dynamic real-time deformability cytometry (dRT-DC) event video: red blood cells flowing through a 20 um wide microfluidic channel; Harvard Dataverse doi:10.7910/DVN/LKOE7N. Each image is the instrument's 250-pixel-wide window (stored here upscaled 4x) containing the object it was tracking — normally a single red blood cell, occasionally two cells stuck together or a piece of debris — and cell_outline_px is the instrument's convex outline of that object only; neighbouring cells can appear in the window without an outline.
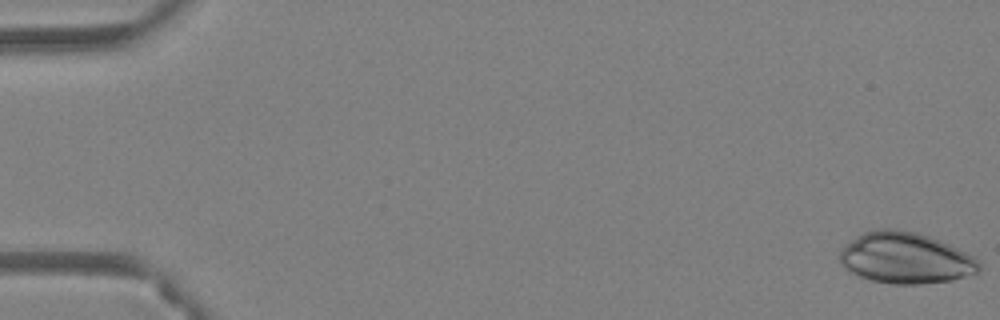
{"species": "Egyptian fruit bat (a non-hibernating species)", "species_latin": "Rousettus aegyptiacus", "temperature_condition": "warm", "stored_images_in_passage": 49, "camera_frame_rate_fps": 3000, "um_per_image_px": 0.085, "animal": {"sex": "female"}, "frame": {"image": 1, "passage_image": 1, "time_ms": 0.0, "image_size_px": [1000, 320], "cell_outline_px": [[980, 272], [972, 276], [952, 280], [920, 284], [892, 284], [872, 280], [860, 276], [852, 272], [840, 264], [840, 248], [844, 244], [856, 236], [872, 228], [896, 228], [916, 232], [940, 240], [972, 256], [980, 264]], "centroid_in_image_um": [76.95, 21.92], "position_along_channel_um": 8.1, "area_um2": 41.79}}
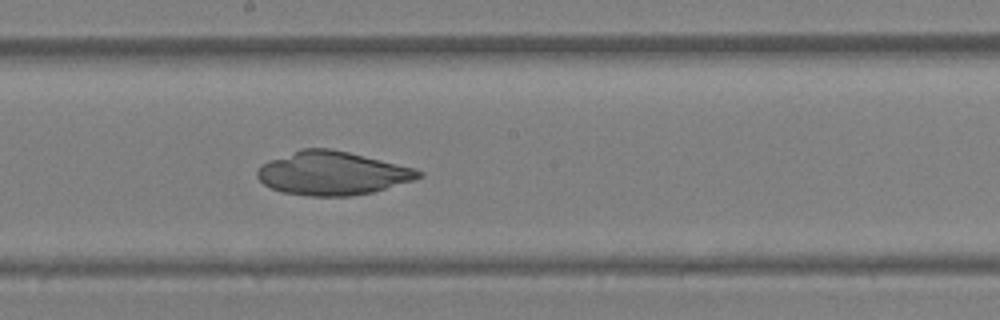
{"frame": {"image": 2, "passage_image": 28, "time_ms": 9.0, "image_size_px": [1000, 320], "cell_outline_px": [[424, 176], [416, 180], [372, 192], [348, 196], [308, 196], [280, 192], [264, 184], [256, 176], [256, 172], [260, 164], [268, 160], [300, 148], [332, 148], [412, 168], [424, 172]], "centroid_in_image_um": [28.2, 14.72], "position_along_channel_um": 220.0, "area_um2": 40.98}}
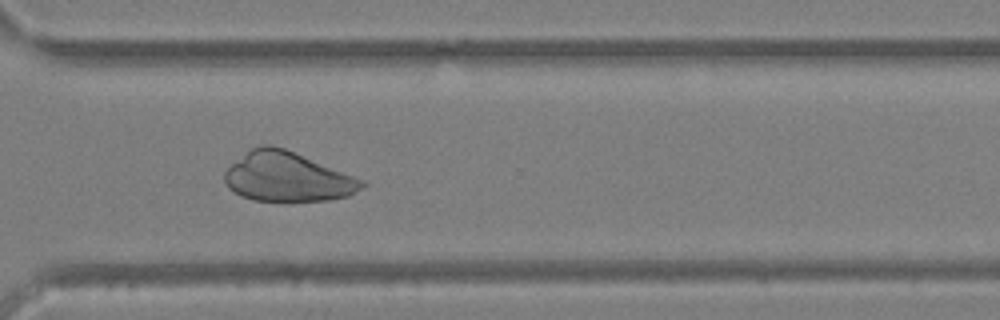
{"frame": {"image": 3, "passage_image": 37, "time_ms": 12.0, "image_size_px": [1000, 320], "cell_outline_px": [[368, 184], [348, 196], [328, 200], [252, 200], [240, 196], [228, 188], [224, 180], [224, 172], [232, 164], [252, 148], [260, 144], [272, 144], [284, 148], [368, 180]], "centroid_in_image_um": [24.47, 15.02], "position_along_channel_um": 346.1, "area_um2": 39.65}}